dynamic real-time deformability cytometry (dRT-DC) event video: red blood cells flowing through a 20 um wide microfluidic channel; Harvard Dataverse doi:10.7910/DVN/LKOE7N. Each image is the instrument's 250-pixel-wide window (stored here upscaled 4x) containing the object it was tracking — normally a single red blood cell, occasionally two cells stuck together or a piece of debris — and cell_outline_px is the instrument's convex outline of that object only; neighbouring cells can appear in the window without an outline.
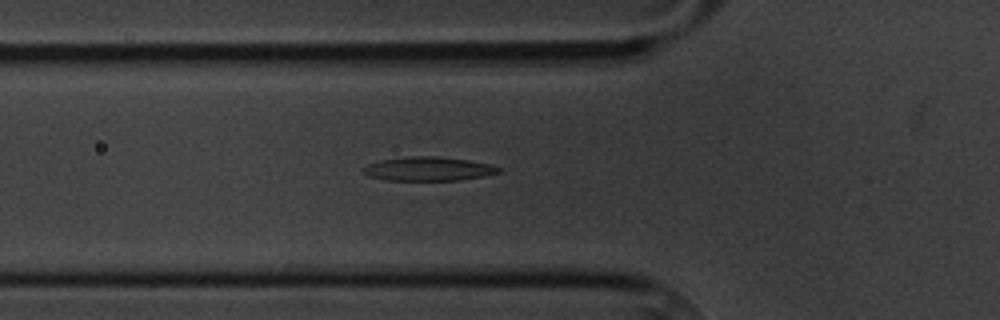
{"species": "common noctule bat (a hibernating species)", "species_latin": "Nyctalus noctula", "temperature_condition": "cold", "stored_images_in_passage": 51, "segment_of_instrument_passage": [1, 2], "camera_frame_rate_fps": 3000, "um_per_image_px": 0.085, "animal": {"sex": "male", "body_mass_g": 20.1, "forearm_length_mm": 53.5}, "frame": {"image": 1, "passage_image": 18, "time_ms": 5.667, "image_size_px": [1000, 320], "cell_outline_px": [[500, 172], [484, 176], [460, 180], [384, 180], [368, 176], [360, 172], [360, 168], [368, 164], [380, 160], [412, 156], [436, 156], [468, 160], [488, 164], [500, 168]], "centroid_in_image_um": [36.33, 14.36], "position_along_channel_um": 89.5, "area_um2": 18.9}}
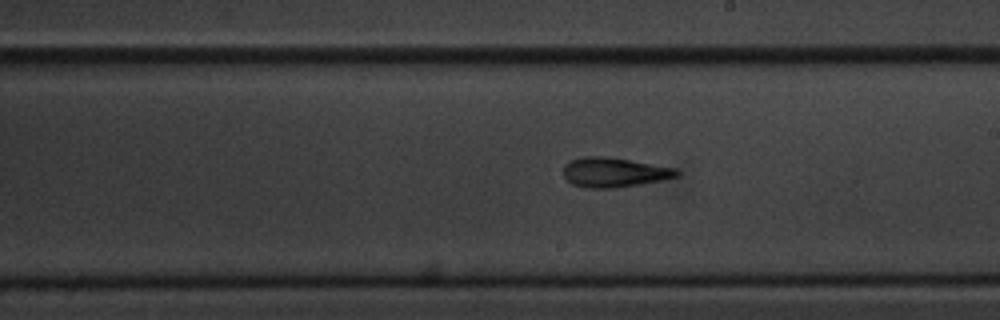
{"frame": {"image": 2, "passage_image": 31, "time_ms": 10.0, "image_size_px": [1000, 320], "cell_outline_px": [[680, 172], [676, 176], [660, 180], [640, 184], [612, 188], [584, 188], [572, 184], [564, 176], [564, 164], [572, 160], [584, 156], [608, 156], [676, 168]], "centroid_in_image_um": [52.17, 14.64], "position_along_channel_um": 236.8, "area_um2": 19.48}}
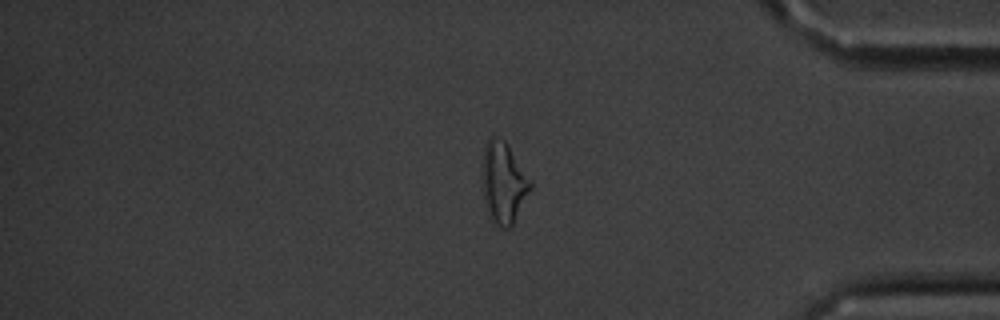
{"frame": {"image": 3, "passage_image": 47, "time_ms": 15.333, "image_size_px": [1000, 320], "cell_outline_px": [[532, 188], [512, 224], [508, 228], [500, 228], [492, 224], [480, 184], [480, 172], [484, 144], [492, 136], [496, 136], [504, 140], [508, 144], [532, 180]], "centroid_in_image_um": [42.76, 15.5], "position_along_channel_um": 392.4, "area_um2": 23.47}}